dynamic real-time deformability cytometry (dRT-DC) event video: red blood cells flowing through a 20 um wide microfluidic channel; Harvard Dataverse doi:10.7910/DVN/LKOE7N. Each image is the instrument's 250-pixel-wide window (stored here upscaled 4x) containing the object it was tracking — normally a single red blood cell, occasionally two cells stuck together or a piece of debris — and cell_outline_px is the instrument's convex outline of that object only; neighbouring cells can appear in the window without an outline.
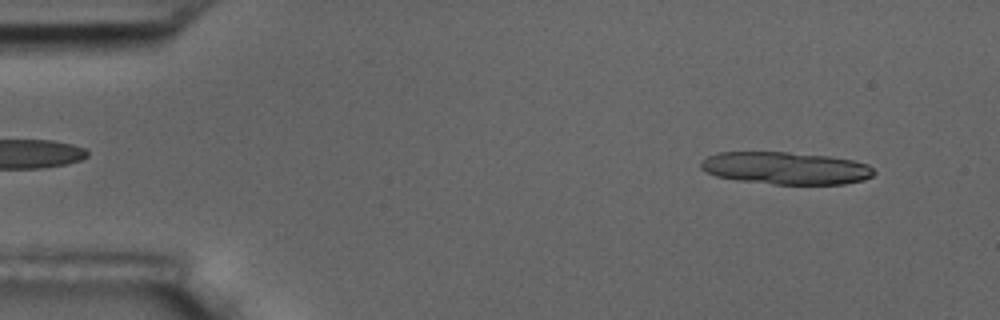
{"species": "common noctule bat (a hibernating species)", "species_latin": "Nyctalus noctula", "temperature_condition": "room temperature", "stored_images_in_passage": 6, "segment_of_instrument_passage": [1, 2], "camera_frame_rate_fps": 3000, "um_per_image_px": 0.085, "animal": {"sex": "male", "body_mass_g": 17.5, "forearm_length_mm": 52.3}, "frame": {"image": 1, "passage_image": 1, "time_ms": 0.0, "image_size_px": [1000, 320], "cell_outline_px": [[876, 172], [872, 176], [864, 180], [844, 184], [776, 184], [736, 180], [716, 176], [700, 168], [700, 160], [708, 156], [720, 152], [788, 152], [828, 156], [852, 160], [868, 164]], "centroid_in_image_um": [66.79, 14.29], "position_along_channel_um": 18.2, "area_um2": 32.71}}